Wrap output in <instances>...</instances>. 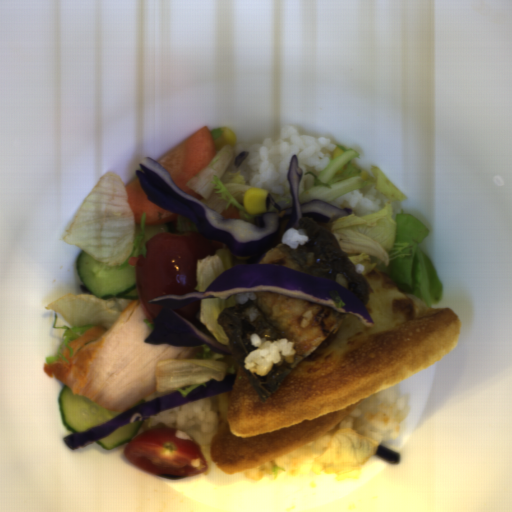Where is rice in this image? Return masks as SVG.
Masks as SVG:
<instances>
[{
    "instance_id": "rice-1",
    "label": "rice",
    "mask_w": 512,
    "mask_h": 512,
    "mask_svg": "<svg viewBox=\"0 0 512 512\" xmlns=\"http://www.w3.org/2000/svg\"><path fill=\"white\" fill-rule=\"evenodd\" d=\"M406 394L398 386H390L365 397L337 425L303 446L265 463L250 467L246 476L260 481L267 475H302L311 469L313 461L332 444L337 431L351 428L359 435L375 439L377 443L395 440L400 426L409 413Z\"/></svg>"
},
{
    "instance_id": "rice-2",
    "label": "rice",
    "mask_w": 512,
    "mask_h": 512,
    "mask_svg": "<svg viewBox=\"0 0 512 512\" xmlns=\"http://www.w3.org/2000/svg\"><path fill=\"white\" fill-rule=\"evenodd\" d=\"M232 162L229 172L241 171L249 188L265 189L272 199L284 192L281 184L287 179L294 155L298 157V166L305 172L317 175L335 158L345 153L334 144L331 138L317 137L300 133L295 126H284L277 139L265 138L261 142L236 141L231 146ZM249 152L240 166H234L236 156Z\"/></svg>"
},
{
    "instance_id": "rice-3",
    "label": "rice",
    "mask_w": 512,
    "mask_h": 512,
    "mask_svg": "<svg viewBox=\"0 0 512 512\" xmlns=\"http://www.w3.org/2000/svg\"><path fill=\"white\" fill-rule=\"evenodd\" d=\"M212 398L181 404L157 412L143 422L133 438L151 428H175V436L199 443L207 463V475L211 472L213 460L211 446L219 428L217 412L211 409Z\"/></svg>"
},
{
    "instance_id": "rice-4",
    "label": "rice",
    "mask_w": 512,
    "mask_h": 512,
    "mask_svg": "<svg viewBox=\"0 0 512 512\" xmlns=\"http://www.w3.org/2000/svg\"><path fill=\"white\" fill-rule=\"evenodd\" d=\"M251 345L254 350L244 360V369L257 375H266L275 364L285 361L293 364L296 352L294 342L286 338L269 341L260 335L251 336Z\"/></svg>"
},
{
    "instance_id": "rice-5",
    "label": "rice",
    "mask_w": 512,
    "mask_h": 512,
    "mask_svg": "<svg viewBox=\"0 0 512 512\" xmlns=\"http://www.w3.org/2000/svg\"><path fill=\"white\" fill-rule=\"evenodd\" d=\"M387 203L393 207V219L396 220V215L400 214L403 207L399 202L388 200L387 194H383L376 190L375 187L368 186L360 189L351 190L335 199L329 204L336 208L350 209L351 214L366 215L374 214L383 209Z\"/></svg>"
},
{
    "instance_id": "rice-6",
    "label": "rice",
    "mask_w": 512,
    "mask_h": 512,
    "mask_svg": "<svg viewBox=\"0 0 512 512\" xmlns=\"http://www.w3.org/2000/svg\"><path fill=\"white\" fill-rule=\"evenodd\" d=\"M282 243L289 244L290 249L298 248L300 245L306 244L308 237L307 234L294 227H288L281 236Z\"/></svg>"
}]
</instances>
